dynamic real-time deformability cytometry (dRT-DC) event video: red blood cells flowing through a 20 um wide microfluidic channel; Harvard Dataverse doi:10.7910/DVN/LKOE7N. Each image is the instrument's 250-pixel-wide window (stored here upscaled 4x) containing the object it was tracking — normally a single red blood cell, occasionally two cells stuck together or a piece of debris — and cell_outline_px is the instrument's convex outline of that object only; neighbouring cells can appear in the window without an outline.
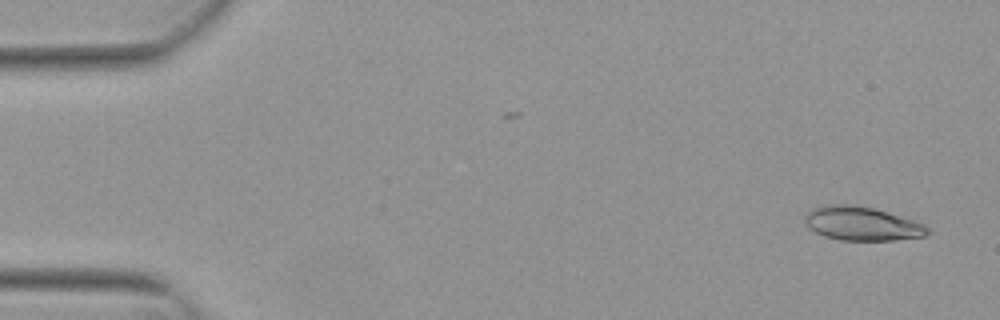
{"species": "Egyptian fruit bat (a non-hibernating species)", "species_latin": "Rousettus aegyptiacus", "temperature_condition": "warm", "stored_images_in_passage": 52, "camera_frame_rate_fps": 3000, "um_per_image_px": 0.085, "animal": {"sex": "female"}, "frame": {"image": 1, "passage_image": 2, "time_ms": 0.333, "image_size_px": [1000, 320], "cell_outline_px": [[932, 232], [924, 236], [896, 240], [840, 240], [824, 236], [816, 232], [804, 220], [804, 216], [812, 208], [832, 204], [844, 204], [872, 208], [912, 220], [924, 224]], "centroid_in_image_um": [73.28, 19.02], "position_along_channel_um": 11.7, "area_um2": 23.76}}
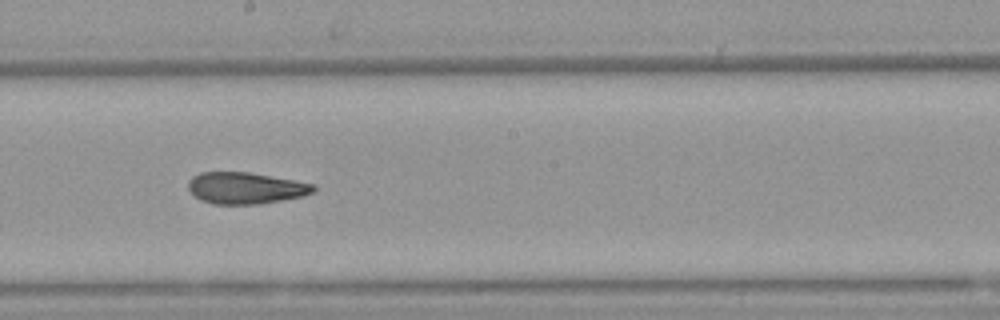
{"frame": {"image": 2, "passage_image": 29, "time_ms": 9.333, "image_size_px": [1000, 320], "cell_outline_px": [[316, 192], [304, 196], [260, 204], [212, 204], [200, 200], [188, 188], [188, 180], [192, 176], [200, 172], [248, 172], [292, 180], [312, 184], [316, 188]], "centroid_in_image_um": [20.86, 15.99], "position_along_channel_um": 227.3, "area_um2": 23.0}}
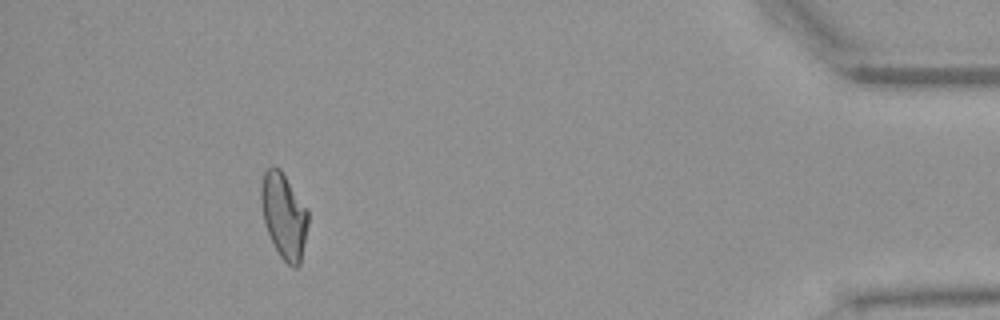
{"frame": {"image": 3, "passage_image": 48, "time_ms": 15.667, "image_size_px": [1000, 320], "cell_outline_px": [[308, 224], [300, 264], [296, 268], [292, 268], [280, 256], [264, 224], [260, 200], [260, 184], [264, 172], [272, 164], [280, 168], [308, 208]], "centroid_in_image_um": [24.13, 18.29], "position_along_channel_um": 411.1, "area_um2": 23.64}, "authors_computed_cell_mechanics": {"area_um2": 23.6402, "velocity_mm_per_s": 3.8418, "shape_relaxation_time_tau1_ms": null, "shape_relaxation_time_tau2_ms": 2.6435, "deformation_change_tau1": null, "deformation_change_tau2": 0.1056}}